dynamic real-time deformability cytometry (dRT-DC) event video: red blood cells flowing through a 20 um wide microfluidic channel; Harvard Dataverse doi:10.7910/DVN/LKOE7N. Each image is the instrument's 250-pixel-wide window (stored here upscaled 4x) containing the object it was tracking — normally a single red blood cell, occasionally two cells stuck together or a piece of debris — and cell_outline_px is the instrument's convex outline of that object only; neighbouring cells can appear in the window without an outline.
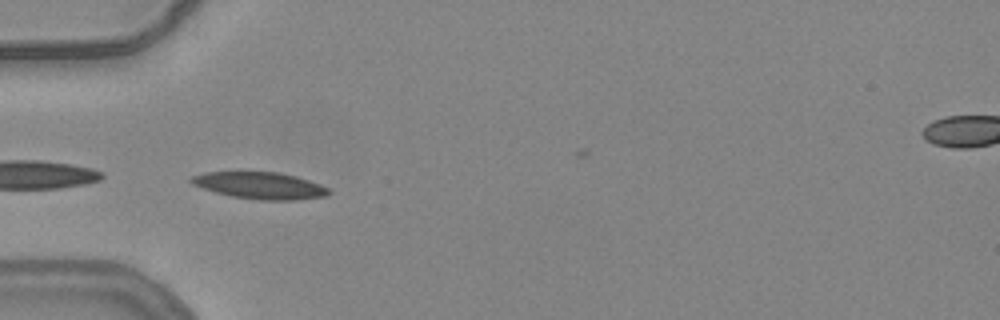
{"species": "common noctule bat (a hibernating species)", "species_latin": "Nyctalus noctula", "temperature_condition": "warm", "stored_images_in_passage": 4, "camera_frame_rate_fps": 3000, "um_per_image_px": 0.085, "animal": {"sex": "female", "body_mass_g": 24.6, "forearm_length_mm": 56.2}, "frame": {"image": 1, "passage_image": 1, "time_ms": 0.0, "image_size_px": [1000, 320], "cell_outline_px": [[332, 192], [328, 196], [296, 200], [260, 200], [232, 196], [216, 192], [192, 184], [188, 180], [192, 176], [204, 172], [280, 172], [296, 176], [320, 184], [328, 188]], "centroid_in_image_um": [22.13, 15.77], "position_along_channel_um": 62.9, "area_um2": 21.5}}